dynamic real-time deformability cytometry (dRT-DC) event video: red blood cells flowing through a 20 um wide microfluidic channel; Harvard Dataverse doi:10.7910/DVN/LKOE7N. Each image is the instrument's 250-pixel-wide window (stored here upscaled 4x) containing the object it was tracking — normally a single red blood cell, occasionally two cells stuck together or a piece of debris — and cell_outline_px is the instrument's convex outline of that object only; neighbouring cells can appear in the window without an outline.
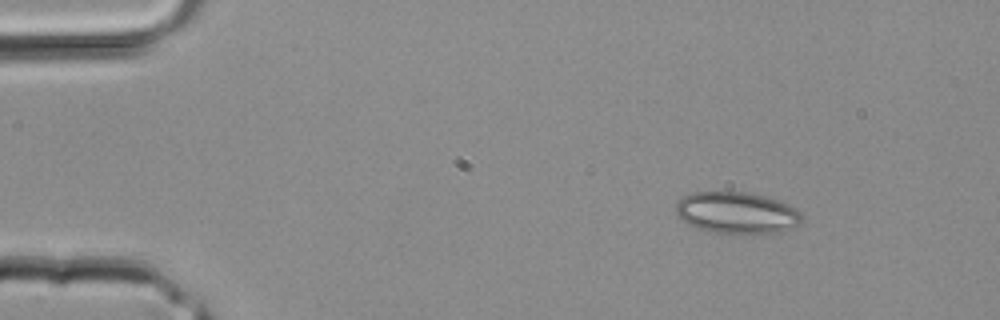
{"species": "common noctule bat (a hibernating species)", "species_latin": "Nyctalus noctula", "temperature_condition": "room temperature", "stored_images_in_passage": 3, "camera_frame_rate_fps": 3000, "um_per_image_px": 0.085, "animal": {"sex": "male", "body_mass_g": 20.4}, "frame": {"image": 1, "passage_image": 1, "time_ms": 0.0, "image_size_px": [1000, 320], "cell_outline_px": [[804, 220], [800, 224], [792, 228], [780, 232], [752, 236], [708, 232], [688, 224], [676, 212], [676, 200], [692, 192], [748, 192], [764, 196], [788, 204], [796, 208], [804, 216]], "centroid_in_image_um": [62.68, 18.13], "position_along_channel_um": 22.3, "area_um2": 31.39}}